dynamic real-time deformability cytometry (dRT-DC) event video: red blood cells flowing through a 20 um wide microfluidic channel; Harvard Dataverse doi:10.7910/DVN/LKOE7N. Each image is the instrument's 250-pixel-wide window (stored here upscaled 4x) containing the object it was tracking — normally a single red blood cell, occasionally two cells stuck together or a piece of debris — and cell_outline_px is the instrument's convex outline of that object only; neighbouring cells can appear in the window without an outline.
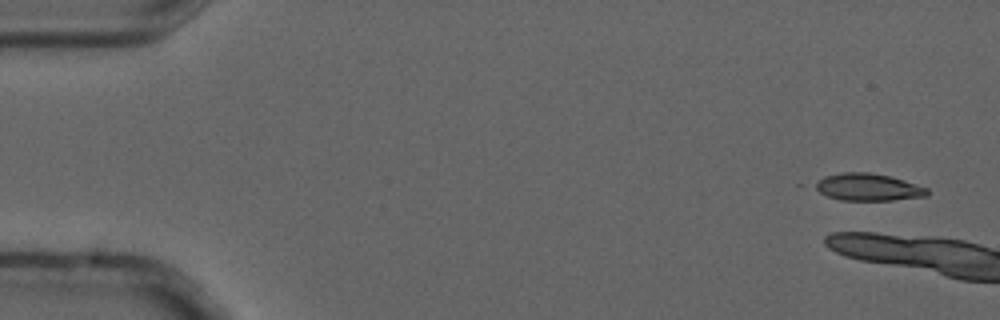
{"species": "common noctule bat (a hibernating species)", "species_latin": "Nyctalus noctula", "temperature_condition": "cold", "stored_images_in_passage": 7, "camera_frame_rate_fps": 3000, "um_per_image_px": 0.085, "animal": {"sex": "male", "forearm_length_mm": 52.5}, "frame": {"image": 1, "passage_image": 1, "time_ms": 0.0, "image_size_px": [1000, 320], "cell_outline_px": [[928, 196], [892, 200], [840, 200], [828, 196], [820, 192], [812, 184], [824, 176], [840, 172], [872, 172], [904, 180], [928, 188]], "centroid_in_image_um": [73.77, 15.9], "position_along_channel_um": 11.2, "area_um2": 17.8}}